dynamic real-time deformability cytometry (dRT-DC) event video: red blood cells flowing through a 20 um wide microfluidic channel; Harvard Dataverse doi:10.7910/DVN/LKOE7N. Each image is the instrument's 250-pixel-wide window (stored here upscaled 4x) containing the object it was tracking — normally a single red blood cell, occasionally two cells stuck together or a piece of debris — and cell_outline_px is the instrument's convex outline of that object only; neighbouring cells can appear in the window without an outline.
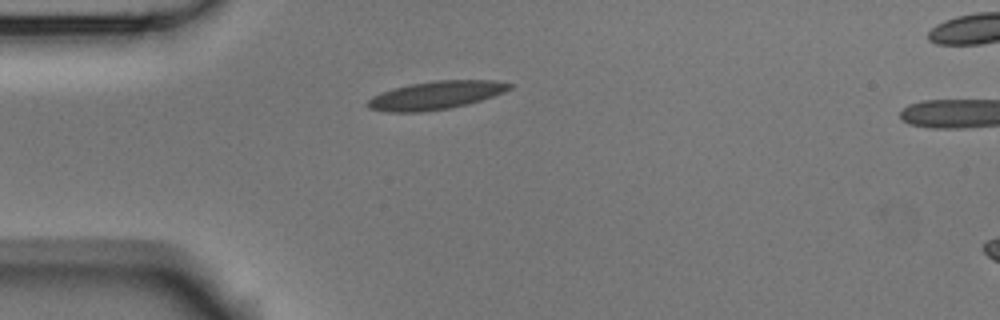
{"species": "Egyptian fruit bat (a non-hibernating species)", "species_latin": "Rousettus aegyptiacus", "temperature_condition": "room temperature", "stored_images_in_passage": 2, "camera_frame_rate_fps": 3000, "um_per_image_px": 0.085, "animal": {"sex": "male"}, "frame": {"image": 1, "passage_image": 1, "time_ms": 0.0, "image_size_px": [1000, 320], "cell_outline_px": [[516, 84], [512, 88], [504, 92], [468, 104], [448, 108], [420, 112], [388, 112], [368, 108], [364, 104], [372, 96], [380, 92], [412, 84], [436, 80], [496, 80]], "centroid_in_image_um": [37.05, 8.09], "position_along_channel_um": 47.9, "area_um2": 23.29}}